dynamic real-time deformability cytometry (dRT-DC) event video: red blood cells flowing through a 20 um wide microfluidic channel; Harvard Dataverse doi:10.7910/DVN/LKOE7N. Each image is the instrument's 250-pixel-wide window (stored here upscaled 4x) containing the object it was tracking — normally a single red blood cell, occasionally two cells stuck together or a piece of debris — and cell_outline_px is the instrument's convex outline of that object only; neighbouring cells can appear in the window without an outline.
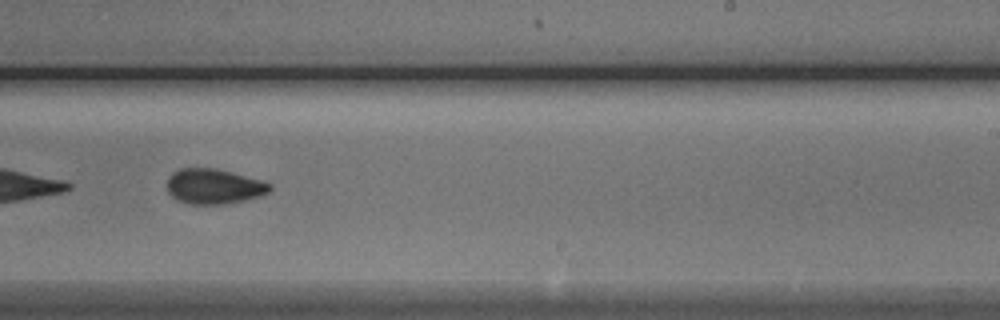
{"species": "Egyptian fruit bat (a non-hibernating species)", "species_latin": "Rousettus aegyptiacus", "temperature_condition": "cold", "stored_images_in_passage": 24, "camera_frame_rate_fps": 3000, "um_per_image_px": 0.085, "animal": {"sex": "male"}, "frame": {"image": 1, "passage_image": 17, "time_ms": 5.333, "image_size_px": [1000, 320], "cell_outline_px": [[272, 188], [268, 192], [260, 196], [228, 204], [188, 204], [172, 196], [168, 192], [168, 176], [172, 172], [180, 168], [216, 168], [264, 180], [272, 184]], "centroid_in_image_um": [18.21, 15.83], "position_along_channel_um": 270.8, "area_um2": 21.21}}